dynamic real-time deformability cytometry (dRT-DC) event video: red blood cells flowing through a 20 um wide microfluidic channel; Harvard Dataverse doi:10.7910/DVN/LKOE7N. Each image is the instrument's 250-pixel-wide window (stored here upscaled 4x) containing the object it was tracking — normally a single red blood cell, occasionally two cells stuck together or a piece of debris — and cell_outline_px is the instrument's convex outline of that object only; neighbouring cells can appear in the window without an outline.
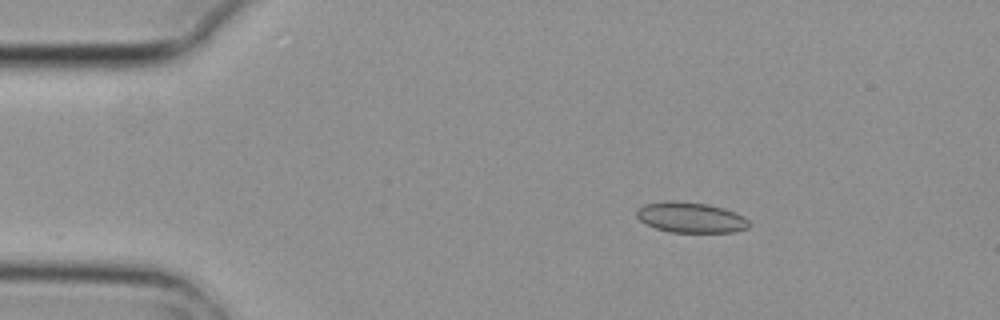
{"species": "common noctule bat (a hibernating species)", "species_latin": "Nyctalus noctula", "temperature_condition": "cold", "stored_images_in_passage": 4, "camera_frame_rate_fps": 3000, "um_per_image_px": 0.085, "animal": {"sex": "female", "body_mass_g": 29.2, "forearm_length_mm": 56.3}, "frame": {"image": 1, "passage_image": 2, "time_ms": 0.333, "image_size_px": [1000, 320], "cell_outline_px": [[752, 224], [748, 228], [736, 232], [668, 232], [656, 228], [640, 220], [636, 216], [636, 208], [644, 204], [664, 200], [676, 200], [708, 204], [724, 208], [736, 212], [744, 216]], "centroid_in_image_um": [58.72, 18.47], "position_along_channel_um": 26.3, "area_um2": 20.35}}